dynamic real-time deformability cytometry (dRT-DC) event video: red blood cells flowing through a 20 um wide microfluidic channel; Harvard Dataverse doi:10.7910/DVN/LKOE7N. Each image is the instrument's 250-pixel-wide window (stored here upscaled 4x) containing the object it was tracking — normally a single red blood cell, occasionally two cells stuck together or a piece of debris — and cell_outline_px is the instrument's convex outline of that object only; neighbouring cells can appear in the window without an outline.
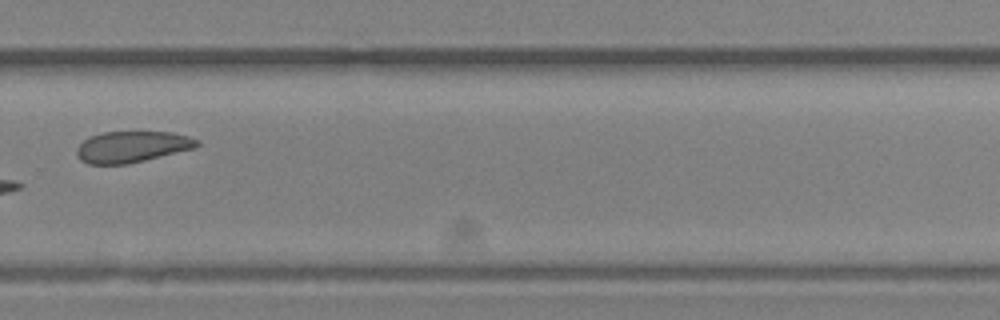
{"species": "Egyptian fruit bat (a non-hibernating species)", "species_latin": "Rousettus aegyptiacus", "temperature_condition": "room temperature", "stored_images_in_passage": 22, "camera_frame_rate_fps": 3000, "um_per_image_px": 0.085, "animal": {"sex": "female"}, "frame": {"image": 1, "passage_image": 16, "time_ms": 5.0, "image_size_px": [1000, 320], "cell_outline_px": [[200, 144], [196, 148], [128, 164], [88, 164], [80, 160], [76, 156], [76, 148], [84, 140], [92, 136], [104, 132], [172, 132], [188, 136], [200, 140]], "centroid_in_image_um": [11.24, 12.48], "position_along_channel_um": 318.6, "area_um2": 21.96}}